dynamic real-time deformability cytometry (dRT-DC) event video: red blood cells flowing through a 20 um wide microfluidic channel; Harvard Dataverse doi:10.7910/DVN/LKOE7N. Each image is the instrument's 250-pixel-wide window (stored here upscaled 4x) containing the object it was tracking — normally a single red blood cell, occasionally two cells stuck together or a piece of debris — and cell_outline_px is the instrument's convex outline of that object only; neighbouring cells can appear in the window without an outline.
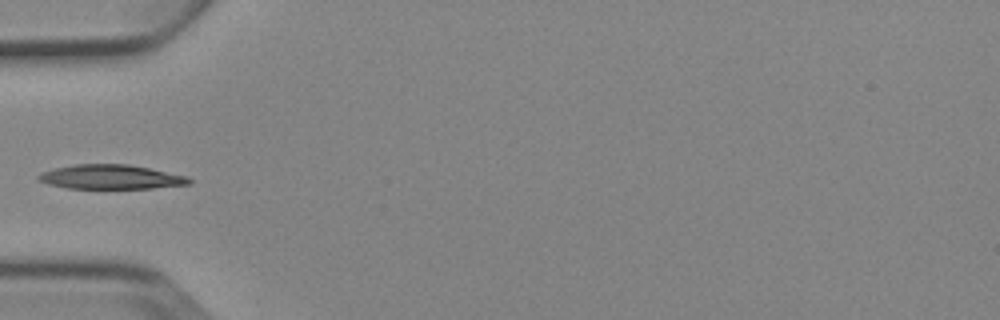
{"species": "Egyptian fruit bat (a non-hibernating species)", "species_latin": "Rousettus aegyptiacus", "temperature_condition": "cold", "stored_images_in_passage": 7, "camera_frame_rate_fps": 3000, "um_per_image_px": 0.085, "animal": {"sex": "female"}, "frame": {"image": 1, "passage_image": 6, "time_ms": 6.0, "image_size_px": [1000, 320], "cell_outline_px": [[192, 184], [152, 188], [68, 188], [48, 184], [36, 180], [36, 176], [40, 172], [52, 168], [76, 164], [128, 164], [188, 176], [192, 180]], "centroid_in_image_um": [9.38, 15.04], "position_along_channel_um": 75.6, "area_um2": 21.5}}
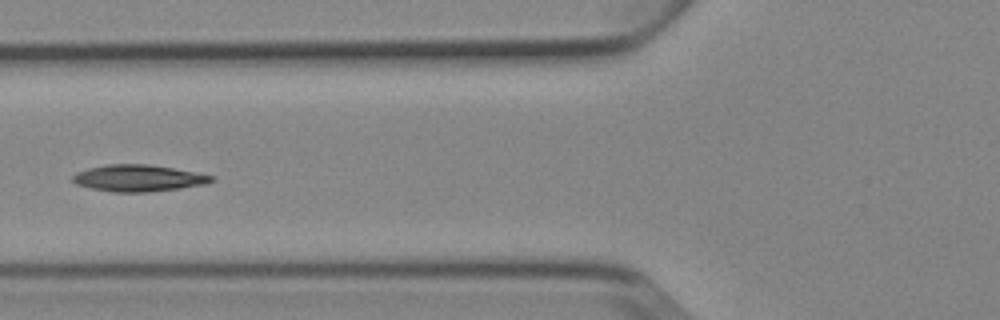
{"frame": {"image": 2, "passage_image": 7, "time_ms": 7.0, "image_size_px": [1000, 320], "cell_outline_px": [[216, 180], [204, 184], [180, 188], [148, 192], [112, 192], [92, 188], [76, 184], [72, 180], [72, 176], [76, 172], [88, 168], [108, 164], [148, 164], [172, 168], [216, 176]], "centroid_in_image_um": [11.76, 15.14], "position_along_channel_um": 114.0, "area_um2": 21.5}}